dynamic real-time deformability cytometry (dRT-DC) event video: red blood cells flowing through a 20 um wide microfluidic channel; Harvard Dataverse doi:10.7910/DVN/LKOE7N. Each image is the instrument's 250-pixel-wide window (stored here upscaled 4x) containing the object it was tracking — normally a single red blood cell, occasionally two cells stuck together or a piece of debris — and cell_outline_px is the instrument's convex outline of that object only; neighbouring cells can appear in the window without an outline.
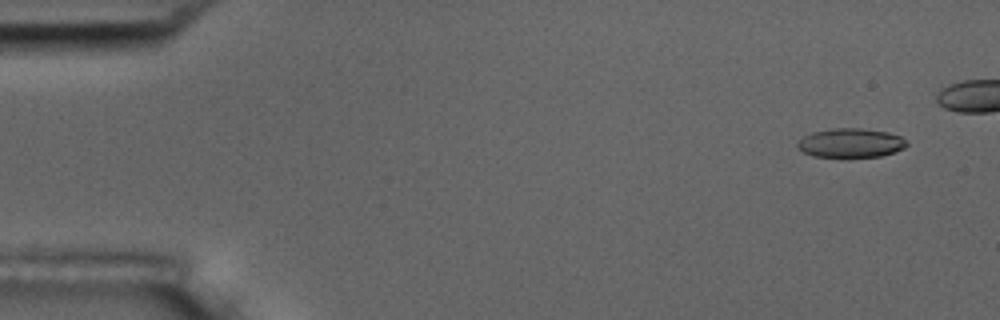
{"species": "common noctule bat (a hibernating species)", "species_latin": "Nyctalus noctula", "temperature_condition": "room temperature", "stored_images_in_passage": 5, "camera_frame_rate_fps": 3000, "um_per_image_px": 0.085, "animal": {"sex": "male", "body_mass_g": 17.5, "forearm_length_mm": 52.3}, "frame": {"image": 1, "passage_image": 1, "time_ms": 0.0, "image_size_px": [1000, 320], "cell_outline_px": [[908, 144], [904, 148], [880, 156], [812, 156], [796, 148], [796, 144], [804, 136], [812, 132], [832, 128], [860, 128], [888, 132], [900, 136]], "centroid_in_image_um": [72.28, 12.13], "position_along_channel_um": 12.7, "area_um2": 18.26}}